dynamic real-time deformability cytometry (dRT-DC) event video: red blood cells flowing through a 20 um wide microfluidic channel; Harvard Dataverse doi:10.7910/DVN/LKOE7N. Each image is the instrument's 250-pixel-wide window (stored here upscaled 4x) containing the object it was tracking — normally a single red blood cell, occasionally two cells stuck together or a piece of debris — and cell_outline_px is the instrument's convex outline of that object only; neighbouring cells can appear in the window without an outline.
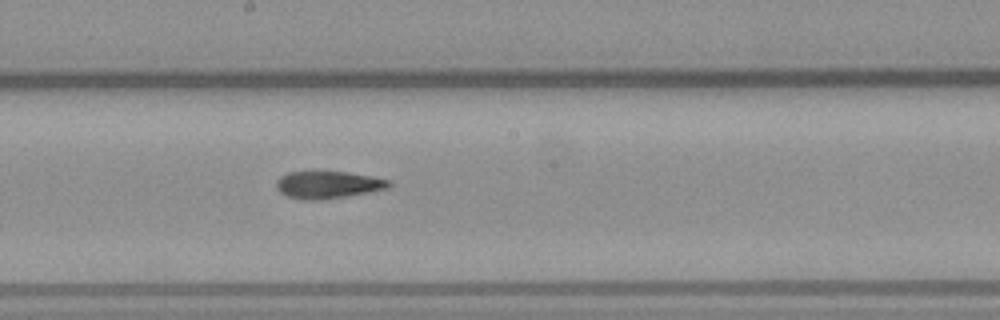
{"species": "common noctule bat (a hibernating species)", "species_latin": "Nyctalus noctula", "temperature_condition": "warm", "stored_images_in_passage": 9, "camera_frame_rate_fps": 3000, "um_per_image_px": 0.085, "animal": {"sex": "male", "body_mass_g": 23.1, "forearm_length_mm": 52.7}, "frame": {"image": 1, "passage_image": 9, "time_ms": 10.333, "image_size_px": [1000, 320], "cell_outline_px": [[392, 184], [388, 188], [348, 196], [320, 200], [304, 200], [288, 196], [280, 192], [276, 188], [276, 180], [280, 176], [288, 172], [312, 168], [316, 168], [348, 172], [372, 176], [392, 180]], "centroid_in_image_um": [27.84, 15.65], "position_along_channel_um": 220.4, "area_um2": 18.9}}